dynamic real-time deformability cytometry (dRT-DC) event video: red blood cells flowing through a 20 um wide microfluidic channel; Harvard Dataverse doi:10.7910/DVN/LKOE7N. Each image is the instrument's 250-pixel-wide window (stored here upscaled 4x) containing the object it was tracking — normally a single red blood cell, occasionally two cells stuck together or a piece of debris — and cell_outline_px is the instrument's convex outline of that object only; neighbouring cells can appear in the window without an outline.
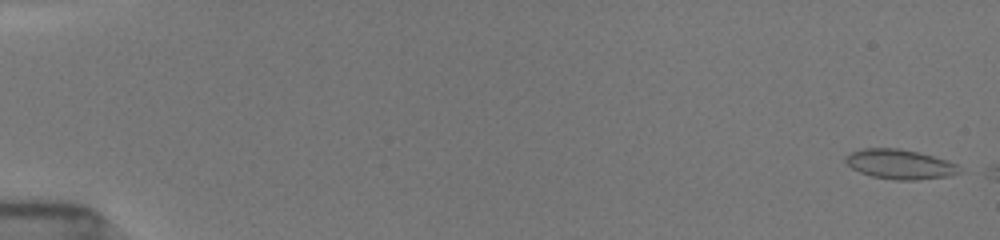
{"species": "common noctule bat (a hibernating species)", "species_latin": "Nyctalus noctula", "temperature_condition": "room temperature", "stored_images_in_passage": 8, "camera_frame_rate_fps": 3000, "um_per_image_px": 0.085, "animal": {"sex": "female", "body_mass_g": 19.5, "forearm_length_mm": 54.1}, "frame": {"image": 1, "passage_image": 2, "time_ms": 0.333, "image_size_px": [1000, 240], "cell_outline_px": [[964, 172], [948, 176], [916, 180], [896, 180], [872, 176], [860, 172], [852, 168], [844, 160], [844, 156], [852, 152], [864, 148], [900, 148], [948, 160], [964, 168]], "centroid_in_image_um": [76.53, 13.96], "position_along_channel_um": 8.5, "area_um2": 19.77}}